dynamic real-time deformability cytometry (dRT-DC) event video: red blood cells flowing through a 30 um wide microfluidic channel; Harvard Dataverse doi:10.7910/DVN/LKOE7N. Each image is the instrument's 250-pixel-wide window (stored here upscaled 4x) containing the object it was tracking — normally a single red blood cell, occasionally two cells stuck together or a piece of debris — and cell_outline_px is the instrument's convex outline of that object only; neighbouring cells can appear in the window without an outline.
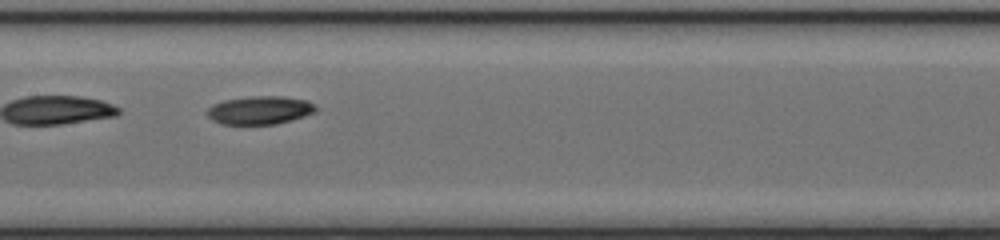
{"species": "common noctule bat (a hibernating species)", "species_latin": "Nyctalus noctula", "temperature_condition": "cold", "stored_images_in_passage": 30, "camera_frame_rate_fps": 3000, "um_per_image_px": 0.085, "animal": {"sex": "female", "body_mass_g": 17.0, "forearm_length_mm": 48.0}, "frame": {"image": 1, "passage_image": 9, "time_ms": 2.667, "image_size_px": [1000, 240], "cell_outline_px": [[320, 108], [316, 112], [292, 120], [276, 124], [220, 124], [212, 120], [208, 116], [208, 108], [212, 104], [224, 100], [252, 96], [280, 96], [308, 100], [316, 104]], "centroid_in_image_um": [22.14, 9.36], "position_along_channel_um": 185.3, "area_um2": 18.09}}
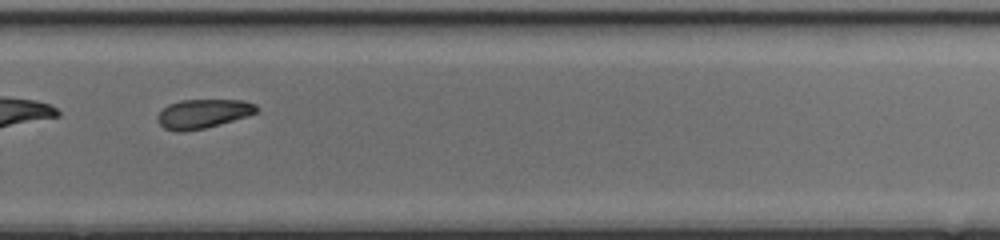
{"frame": {"image": 2, "passage_image": 18, "time_ms": 5.667, "image_size_px": [1000, 240], "cell_outline_px": [[260, 112], [220, 124], [204, 128], [184, 132], [176, 132], [164, 128], [156, 120], [156, 116], [168, 104], [180, 100], [244, 100], [256, 104], [260, 108]], "centroid_in_image_um": [17.27, 9.66], "position_along_channel_um": 312.5, "area_um2": 16.99}, "authors_computed_cell_mechanics": {"area_um2": 17.9469, "velocity_mm_per_s": 4.2581, "shape_relaxation_time_tau1_ms": null, "shape_relaxation_time_tau2_ms": 4.8393, "deformation_change_tau1": null, "deformation_change_tau2": 0.1418}}